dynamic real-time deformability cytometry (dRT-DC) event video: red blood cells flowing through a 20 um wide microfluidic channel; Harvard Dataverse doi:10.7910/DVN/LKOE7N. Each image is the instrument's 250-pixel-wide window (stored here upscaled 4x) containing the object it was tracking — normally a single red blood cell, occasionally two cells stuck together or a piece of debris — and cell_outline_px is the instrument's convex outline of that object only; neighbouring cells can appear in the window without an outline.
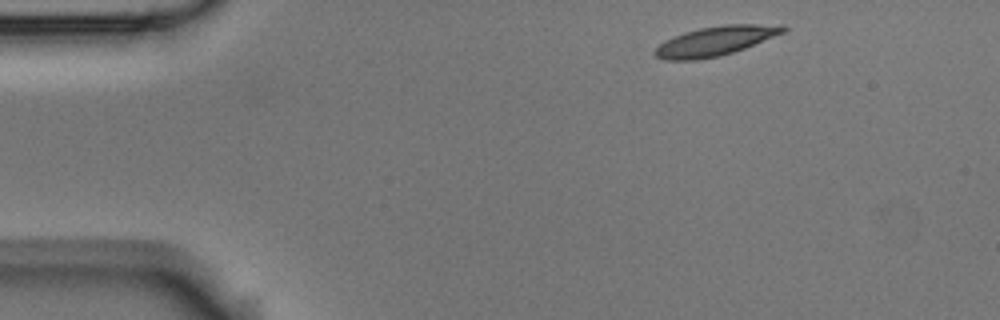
{"species": "Egyptian fruit bat (a non-hibernating species)", "species_latin": "Rousettus aegyptiacus", "temperature_condition": "room temperature", "stored_images_in_passage": 4, "segment_of_instrument_passage": [1, 2], "camera_frame_rate_fps": 3000, "um_per_image_px": 0.085, "animal": {"sex": "male"}, "frame": {"image": 1, "passage_image": 1, "time_ms": 0.0, "image_size_px": [1000, 320], "cell_outline_px": [[788, 28], [784, 32], [744, 48], [720, 56], [696, 60], [664, 60], [656, 56], [652, 52], [664, 40], [684, 32], [700, 28], [724, 24], [784, 24]], "centroid_in_image_um": [60.8, 3.47], "position_along_channel_um": 24.2, "area_um2": 21.96}}